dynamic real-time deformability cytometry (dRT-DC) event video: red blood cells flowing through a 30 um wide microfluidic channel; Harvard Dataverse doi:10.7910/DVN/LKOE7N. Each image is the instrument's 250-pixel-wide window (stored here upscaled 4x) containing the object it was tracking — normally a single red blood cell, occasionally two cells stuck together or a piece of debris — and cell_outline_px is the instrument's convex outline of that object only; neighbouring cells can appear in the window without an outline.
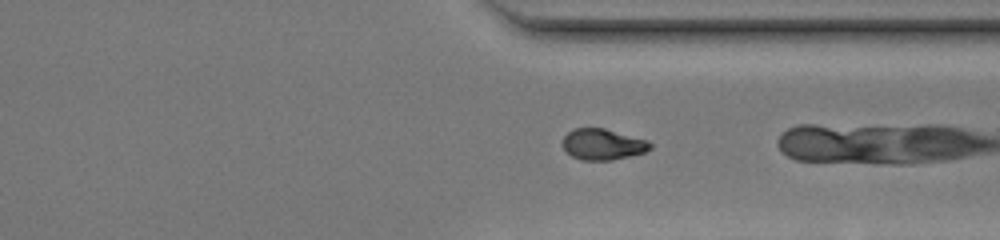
{"species": "common noctule bat (a hibernating species)", "species_latin": "Nyctalus noctula", "temperature_condition": "warm", "stored_images_in_passage": 38, "camera_frame_rate_fps": 3000, "um_per_image_px": 0.085, "animal": {"sex": "female", "body_mass_g": 20.0, "forearm_length_mm": 54.0}, "frame": {"image": 1, "passage_image": 37, "time_ms": 12.0, "image_size_px": [1000, 240], "cell_outline_px": [[652, 148], [644, 152], [612, 160], [580, 160], [572, 156], [564, 148], [564, 136], [572, 128], [604, 128], [648, 140], [652, 144]], "centroid_in_image_um": [51.25, 12.26], "position_along_channel_um": 360.2, "area_um2": 15.72}}